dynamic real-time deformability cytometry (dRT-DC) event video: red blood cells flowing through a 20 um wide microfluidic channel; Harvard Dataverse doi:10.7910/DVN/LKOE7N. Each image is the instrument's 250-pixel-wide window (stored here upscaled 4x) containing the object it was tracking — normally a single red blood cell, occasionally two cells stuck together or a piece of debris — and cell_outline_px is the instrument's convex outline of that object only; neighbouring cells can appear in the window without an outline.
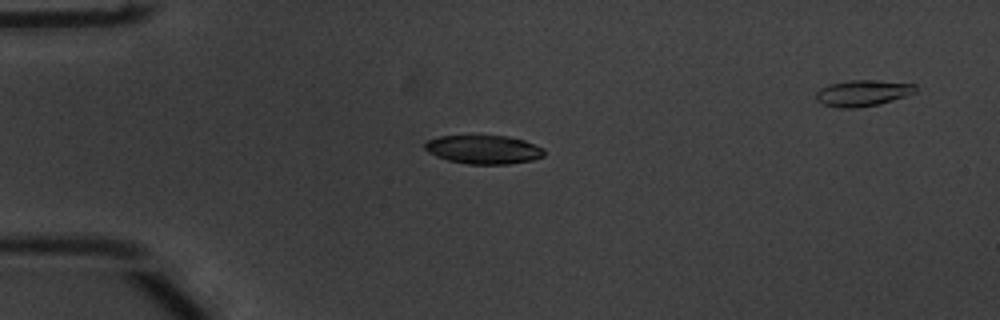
{"species": "common noctule bat (a hibernating species)", "species_latin": "Nyctalus noctula", "temperature_condition": "warm", "stored_images_in_passage": 41, "camera_frame_rate_fps": 3000, "um_per_image_px": 0.085, "animal": {"sex": "male", "body_mass_g": 20.1, "forearm_length_mm": 53.5}, "frame": {"image": 1, "passage_image": 2, "time_ms": 0.333, "image_size_px": [1000, 320], "cell_outline_px": [[544, 156], [532, 160], [504, 164], [472, 164], [448, 160], [428, 152], [424, 148], [424, 144], [428, 140], [440, 136], [504, 136], [524, 140], [544, 148]], "centroid_in_image_um": [41.11, 12.71], "position_along_channel_um": 43.9, "area_um2": 19.65}}
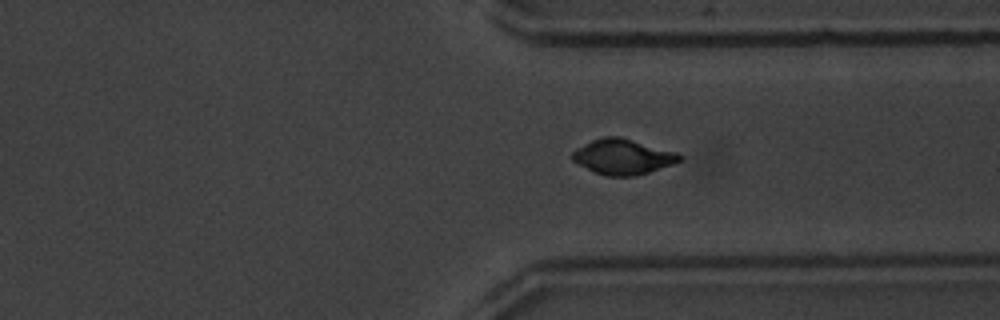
{"frame": {"image": 2, "passage_image": 29, "time_ms": 9.333, "image_size_px": [1000, 320], "cell_outline_px": [[680, 160], [648, 172], [632, 176], [608, 176], [596, 172], [572, 160], [572, 152], [592, 140], [604, 136], [616, 136], [676, 152], [680, 156]], "centroid_in_image_um": [52.9, 13.32], "position_along_channel_um": 358.5, "area_um2": 21.15}}
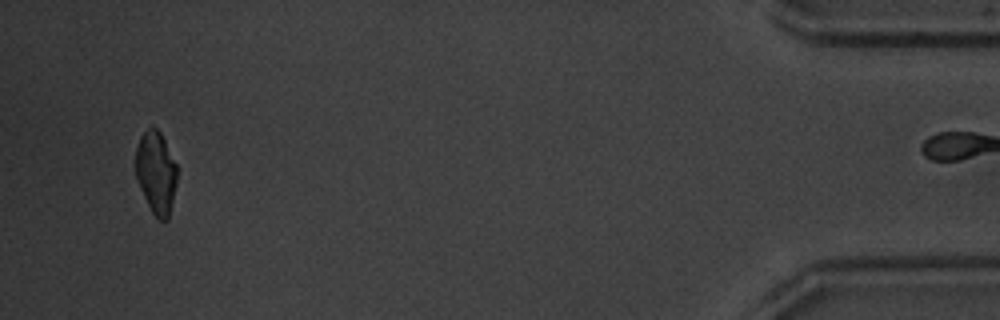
{"frame": {"image": 3, "passage_image": 40, "time_ms": 13.0, "image_size_px": [1000, 320], "cell_outline_px": [[176, 184], [168, 220], [160, 220], [152, 212], [144, 196], [136, 176], [136, 148], [140, 136], [152, 124], [160, 132], [176, 164]], "centroid_in_image_um": [13.26, 14.64], "position_along_channel_um": 421.9, "area_um2": 19.54}}